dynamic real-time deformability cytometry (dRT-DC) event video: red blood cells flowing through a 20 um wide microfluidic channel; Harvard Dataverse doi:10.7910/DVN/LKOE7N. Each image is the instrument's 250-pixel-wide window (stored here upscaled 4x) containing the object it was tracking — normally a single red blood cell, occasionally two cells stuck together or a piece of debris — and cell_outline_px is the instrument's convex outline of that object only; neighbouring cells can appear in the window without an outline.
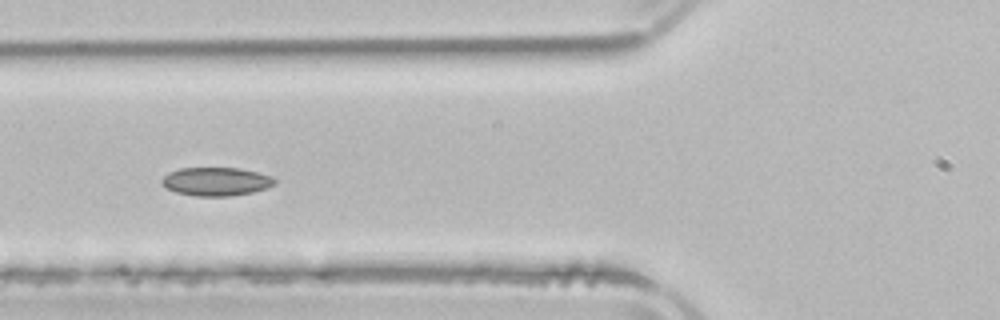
{"species": "common noctule bat (a hibernating species)", "species_latin": "Nyctalus noctula", "temperature_condition": "room temperature", "stored_images_in_passage": 7, "camera_frame_rate_fps": 3000, "um_per_image_px": 0.085, "animal": {"sex": "male", "body_mass_g": 21.5, "forearm_length_mm": 52.0}, "frame": {"image": 1, "passage_image": 6, "time_ms": 7.0, "image_size_px": [1000, 320], "cell_outline_px": [[276, 184], [268, 188], [252, 192], [232, 196], [196, 196], [176, 192], [168, 188], [160, 180], [168, 172], [180, 168], [240, 168], [272, 176], [276, 180]], "centroid_in_image_um": [18.4, 15.43], "position_along_channel_um": 107.4, "area_um2": 18.73}}
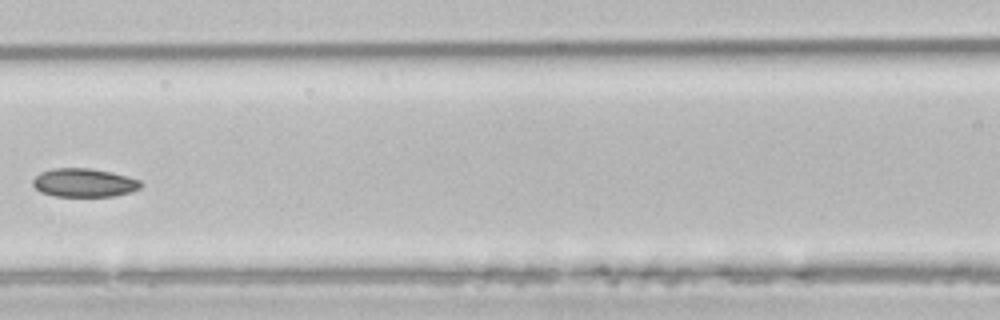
{"frame": {"image": 2, "passage_image": 7, "time_ms": 8.333, "image_size_px": [1000, 320], "cell_outline_px": [[144, 184], [140, 188], [132, 192], [112, 196], [56, 196], [40, 192], [32, 184], [32, 180], [40, 172], [52, 168], [92, 168], [112, 172], [128, 176], [140, 180]], "centroid_in_image_um": [7.17, 15.52], "position_along_channel_um": 159.4, "area_um2": 18.15}}